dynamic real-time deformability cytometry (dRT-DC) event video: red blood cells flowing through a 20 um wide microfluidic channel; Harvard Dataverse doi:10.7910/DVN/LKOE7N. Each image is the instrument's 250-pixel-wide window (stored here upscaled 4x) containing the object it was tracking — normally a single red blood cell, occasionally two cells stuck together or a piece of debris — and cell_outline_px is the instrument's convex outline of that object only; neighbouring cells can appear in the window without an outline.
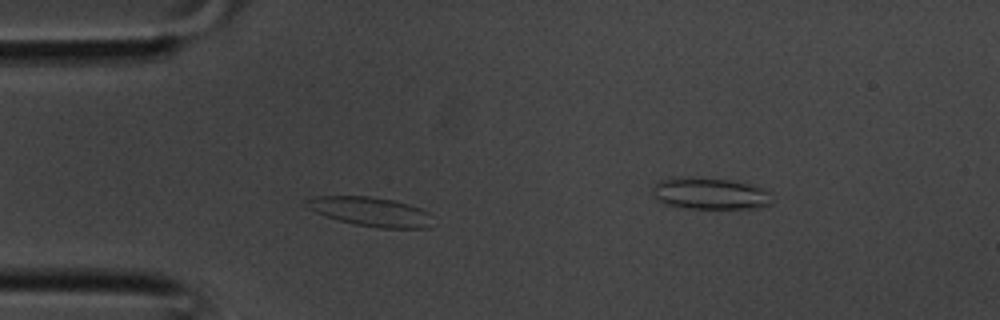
{"species": "common noctule bat (a hibernating species)", "species_latin": "Nyctalus noctula", "temperature_condition": "room temperature", "stored_images_in_passage": 32, "camera_frame_rate_fps": 3000, "um_per_image_px": 0.085, "animal": {"sex": "male", "body_mass_g": 20.1, "forearm_length_mm": 53.5}, "frame": {"image": 1, "passage_image": 4, "time_ms": 1.0, "image_size_px": [1000, 320], "cell_outline_px": [[428, 228], [380, 228], [356, 224], [340, 220], [316, 212], [308, 208], [304, 204], [304, 200], [316, 196], [368, 196], [396, 200], [420, 208], [428, 212]], "centroid_in_image_um": [31.45, 17.97], "position_along_channel_um": 53.6, "area_um2": 21.1}}
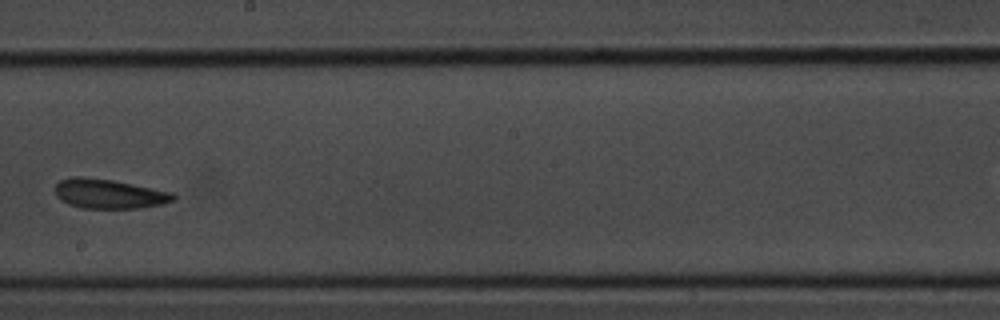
{"frame": {"image": 2, "passage_image": 15, "time_ms": 4.667, "image_size_px": [1000, 320], "cell_outline_px": [[176, 200], [160, 204], [140, 208], [80, 208], [68, 204], [60, 200], [56, 196], [56, 184], [60, 180], [72, 176], [84, 176], [112, 180], [172, 192], [176, 196]], "centroid_in_image_um": [9.24, 16.47], "position_along_channel_um": 239.0, "area_um2": 20.35}}
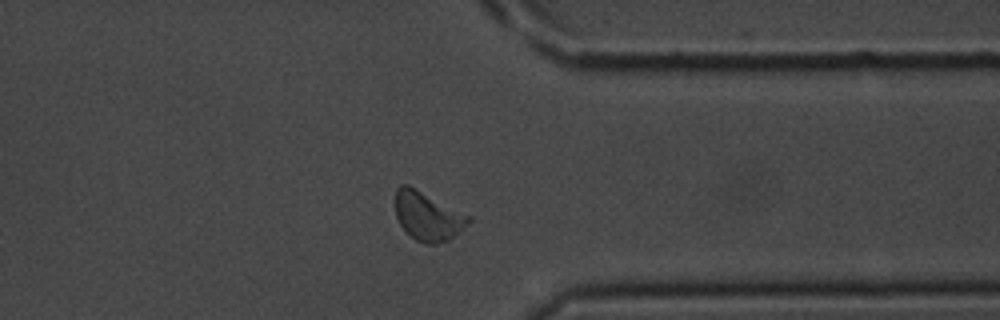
{"frame": {"image": 3, "passage_image": 23, "time_ms": 7.333, "image_size_px": [1000, 320], "cell_outline_px": [[472, 220], [464, 228], [448, 240], [436, 244], [428, 244], [416, 240], [404, 232], [396, 216], [396, 188], [400, 184], [408, 184], [472, 216]], "centroid_in_image_um": [36.36, 18.37], "position_along_channel_um": 375.0, "area_um2": 20.98}}